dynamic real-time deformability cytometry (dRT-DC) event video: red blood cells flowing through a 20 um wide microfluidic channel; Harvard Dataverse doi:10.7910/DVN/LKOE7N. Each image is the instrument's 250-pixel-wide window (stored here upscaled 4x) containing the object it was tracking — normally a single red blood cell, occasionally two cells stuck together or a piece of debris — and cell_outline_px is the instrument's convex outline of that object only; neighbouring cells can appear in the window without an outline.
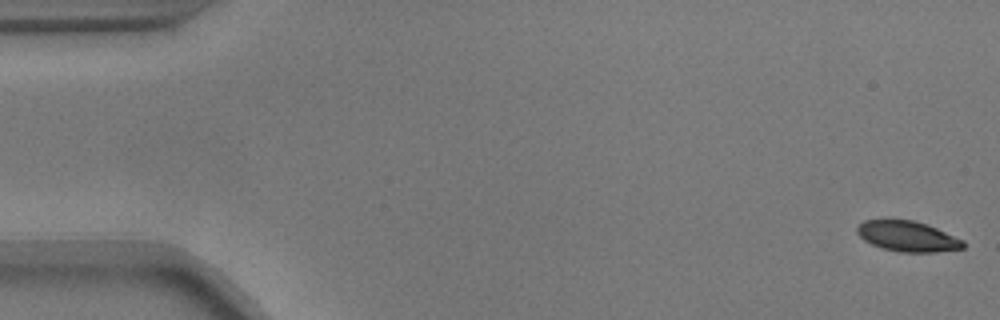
{"species": "common noctule bat (a hibernating species)", "species_latin": "Nyctalus noctula", "temperature_condition": "warm", "stored_images_in_passage": 55, "camera_frame_rate_fps": 3000, "um_per_image_px": 0.085, "animal": {"sex": "male", "body_mass_g": 17.9}, "frame": {"image": 1, "passage_image": 1, "time_ms": 0.0, "image_size_px": [1000, 320], "cell_outline_px": [[964, 248], [936, 252], [900, 252], [880, 248], [864, 240], [856, 232], [856, 228], [864, 220], [912, 220], [928, 224], [964, 240]], "centroid_in_image_um": [77.15, 20.09], "position_along_channel_um": 7.8, "area_um2": 18.84}}
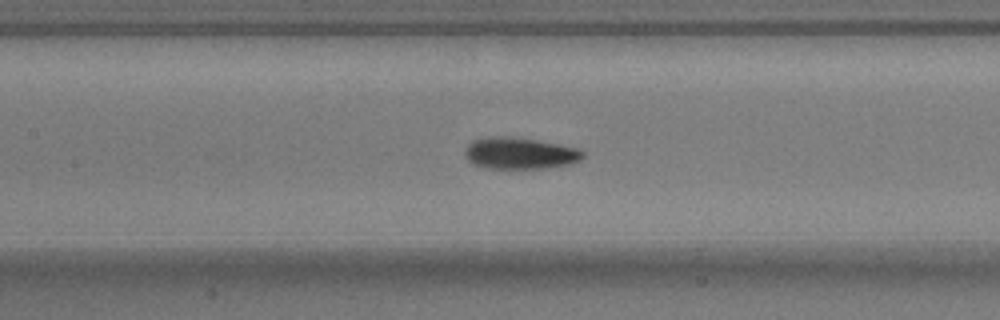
{"frame": {"image": 2, "passage_image": 25, "time_ms": 8.0, "image_size_px": [1000, 320], "cell_outline_px": [[584, 156], [580, 160], [572, 164], [544, 168], [484, 168], [472, 164], [464, 156], [464, 152], [468, 144], [472, 140], [488, 136], [504, 136], [536, 140], [560, 144], [580, 148], [584, 152]], "centroid_in_image_um": [44.18, 13.02], "position_along_channel_um": 163.2, "area_um2": 21.96}}
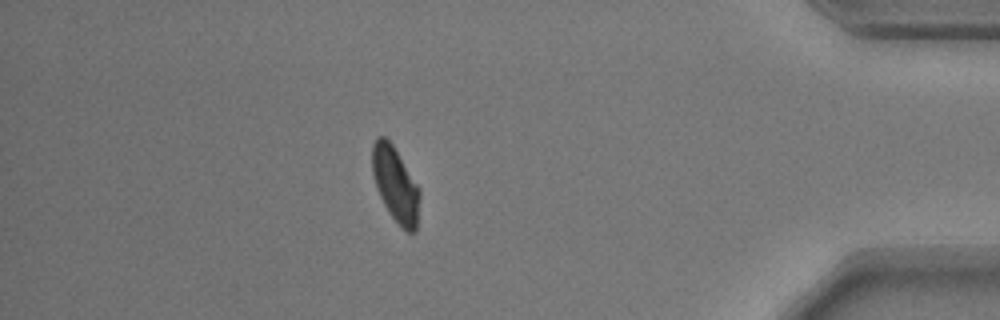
{"frame": {"image": 3, "passage_image": 48, "time_ms": 15.667, "image_size_px": [1000, 320], "cell_outline_px": [[420, 196], [416, 232], [408, 232], [388, 212], [376, 188], [372, 172], [372, 144], [376, 136], [384, 136], [392, 144], [420, 188]], "centroid_in_image_um": [33.61, 15.65], "position_along_channel_um": 401.6, "area_um2": 20.63}, "authors_computed_cell_mechanics": {"area_um2": 20.6346, "velocity_mm_per_s": 3.6706, "shape_relaxation_time_tau1_ms": 2.4609, "shape_relaxation_time_tau2_ms": 2.112, "deformation_change_tau1": 0.1494, "deformation_change_tau2": 0.0717}}